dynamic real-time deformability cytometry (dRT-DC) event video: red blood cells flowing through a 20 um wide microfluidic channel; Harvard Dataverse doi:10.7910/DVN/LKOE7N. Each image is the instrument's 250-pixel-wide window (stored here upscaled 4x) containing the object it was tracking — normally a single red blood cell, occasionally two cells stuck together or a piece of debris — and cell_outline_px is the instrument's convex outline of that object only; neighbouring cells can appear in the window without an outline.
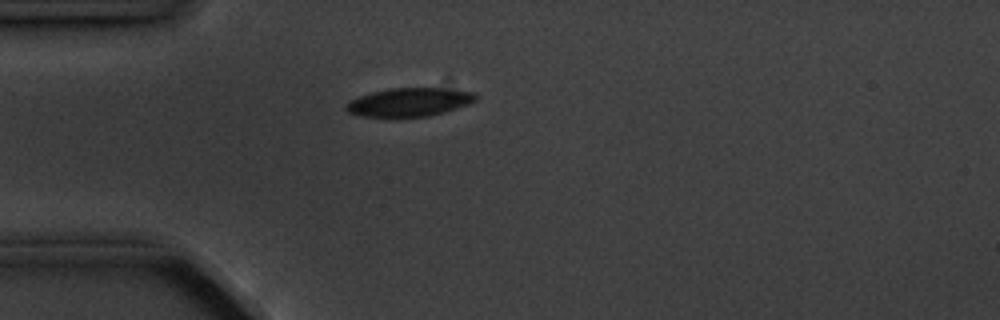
{"species": "common noctule bat (a hibernating species)", "species_latin": "Nyctalus noctula", "temperature_condition": "cold", "stored_images_in_passage": 1, "camera_frame_rate_fps": 3000, "um_per_image_px": 0.085, "animal": {"sex": "male", "body_mass_g": 20.1, "forearm_length_mm": 53.5}, "frame": {"image": 1, "passage_image": 1, "time_ms": 0.0, "image_size_px": [1000, 320], "cell_outline_px": [[476, 100], [468, 104], [444, 112], [428, 116], [360, 116], [348, 112], [344, 108], [352, 100], [360, 96], [372, 92], [388, 88], [440, 88], [476, 92]], "centroid_in_image_um": [34.81, 8.67], "position_along_channel_um": 50.2, "area_um2": 21.15}}